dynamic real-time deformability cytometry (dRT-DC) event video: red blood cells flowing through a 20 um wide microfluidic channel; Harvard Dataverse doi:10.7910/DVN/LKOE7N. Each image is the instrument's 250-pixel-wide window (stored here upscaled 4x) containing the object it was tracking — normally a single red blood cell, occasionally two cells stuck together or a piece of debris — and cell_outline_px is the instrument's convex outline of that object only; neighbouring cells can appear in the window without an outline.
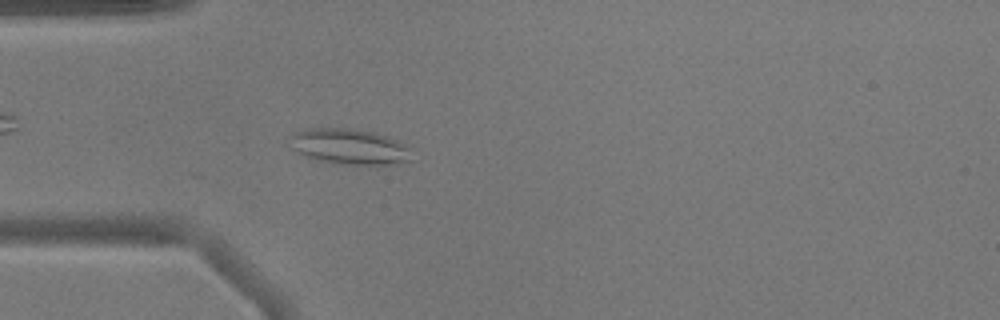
{"species": "common noctule bat (a hibernating species)", "species_latin": "Nyctalus noctula", "temperature_condition": "warm", "stored_images_in_passage": 16, "camera_frame_rate_fps": 3000, "um_per_image_px": 0.085, "animal": {"sex": "male", "body_mass_g": 17.9}, "frame": {"image": 1, "passage_image": 4, "time_ms": 1.0, "image_size_px": [1000, 320], "cell_outline_px": [[412, 160], [396, 164], [332, 164], [316, 160], [288, 148], [288, 136], [296, 132], [308, 128], [348, 128], [372, 132], [388, 136], [400, 140], [408, 148]], "centroid_in_image_um": [29.63, 12.46], "position_along_channel_um": 55.4, "area_um2": 25.66}}